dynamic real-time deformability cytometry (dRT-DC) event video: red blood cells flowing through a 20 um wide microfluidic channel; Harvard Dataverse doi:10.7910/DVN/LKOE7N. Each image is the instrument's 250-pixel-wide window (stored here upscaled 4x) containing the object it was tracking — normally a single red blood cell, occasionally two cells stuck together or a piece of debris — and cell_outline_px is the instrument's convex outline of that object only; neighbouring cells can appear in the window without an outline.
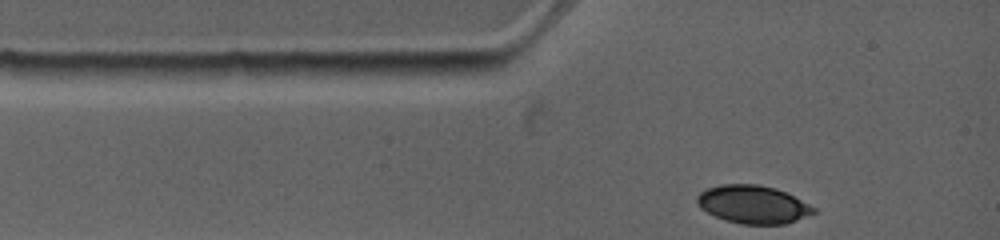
{"species": "common noctule bat (a hibernating species)", "species_latin": "Nyctalus noctula", "temperature_condition": "warm", "stored_images_in_passage": 15, "camera_frame_rate_fps": 4500, "um_per_image_px": 0.085, "animal": {"sex": "female", "body_mass_g": 19.0, "forearm_length_mm": 53.3}, "frame": {"image": 1, "passage_image": 1, "time_ms": 0.0, "image_size_px": [1000, 240], "cell_outline_px": [[820, 212], [784, 224], [740, 224], [724, 220], [700, 208], [696, 200], [696, 196], [700, 192], [708, 188], [720, 184], [760, 184], [776, 188], [816, 208]], "centroid_in_image_um": [64.0, 17.38], "position_along_channel_um": 21.0, "area_um2": 25.89}}
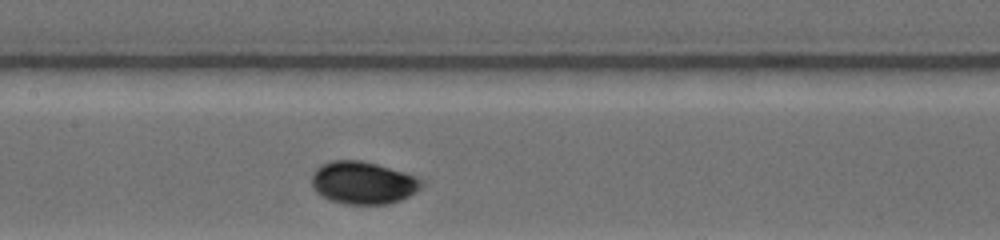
{"frame": {"image": 2, "passage_image": 9, "time_ms": 4.444, "image_size_px": [1000, 240], "cell_outline_px": [[424, 184], [416, 192], [400, 200], [388, 204], [344, 204], [328, 200], [320, 196], [312, 188], [312, 176], [316, 168], [320, 164], [332, 160], [360, 160], [376, 164], [416, 176], [424, 180]], "centroid_in_image_um": [30.83, 15.54], "position_along_channel_um": 176.6, "area_um2": 27.46}}
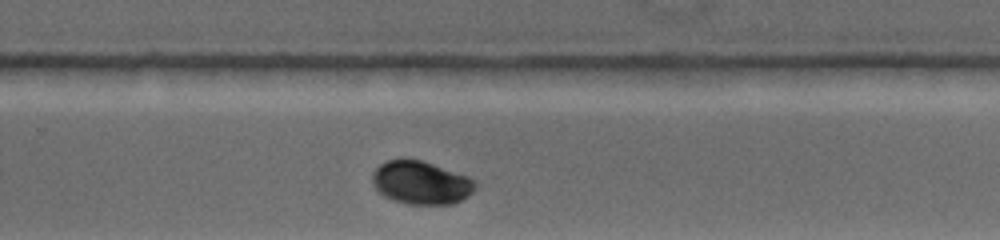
{"frame": {"image": 3, "passage_image": 15, "time_ms": 7.556, "image_size_px": [1000, 240], "cell_outline_px": [[476, 188], [472, 192], [460, 200], [452, 204], [408, 204], [392, 200], [384, 196], [372, 184], [372, 172], [384, 160], [404, 156], [420, 160], [468, 176], [476, 184]], "centroid_in_image_um": [35.72, 15.49], "position_along_channel_um": 294.1, "area_um2": 26.13}}